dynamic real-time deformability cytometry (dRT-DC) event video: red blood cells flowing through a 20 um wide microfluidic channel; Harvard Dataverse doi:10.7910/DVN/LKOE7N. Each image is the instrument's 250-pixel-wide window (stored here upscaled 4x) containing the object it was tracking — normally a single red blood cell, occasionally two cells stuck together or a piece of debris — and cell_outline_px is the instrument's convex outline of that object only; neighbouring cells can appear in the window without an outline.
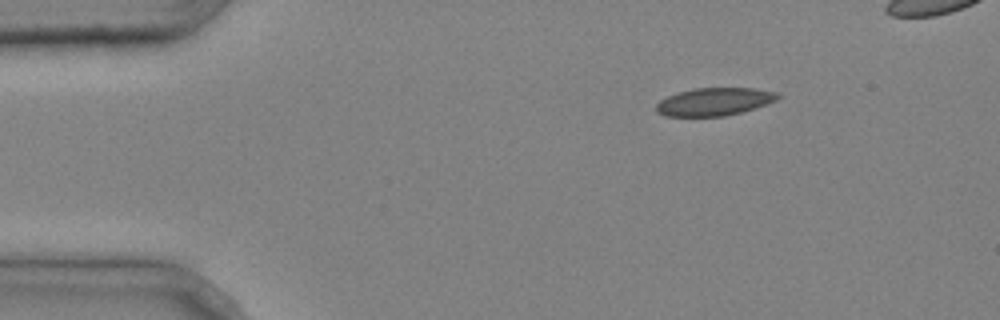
{"species": "common noctule bat (a hibernating species)", "species_latin": "Nyctalus noctula", "temperature_condition": "cold", "stored_images_in_passage": 3, "camera_frame_rate_fps": 3000, "um_per_image_px": 0.085, "animal": {"sex": "male", "body_mass_g": 20.4}, "frame": {"image": 1, "passage_image": 1, "time_ms": 0.0, "image_size_px": [1000, 320], "cell_outline_px": [[780, 96], [776, 100], [740, 112], [724, 116], [664, 116], [656, 112], [656, 104], [660, 100], [668, 96], [680, 92], [696, 88], [756, 88], [776, 92]], "centroid_in_image_um": [60.68, 8.64], "position_along_channel_um": 24.3, "area_um2": 19.42}}